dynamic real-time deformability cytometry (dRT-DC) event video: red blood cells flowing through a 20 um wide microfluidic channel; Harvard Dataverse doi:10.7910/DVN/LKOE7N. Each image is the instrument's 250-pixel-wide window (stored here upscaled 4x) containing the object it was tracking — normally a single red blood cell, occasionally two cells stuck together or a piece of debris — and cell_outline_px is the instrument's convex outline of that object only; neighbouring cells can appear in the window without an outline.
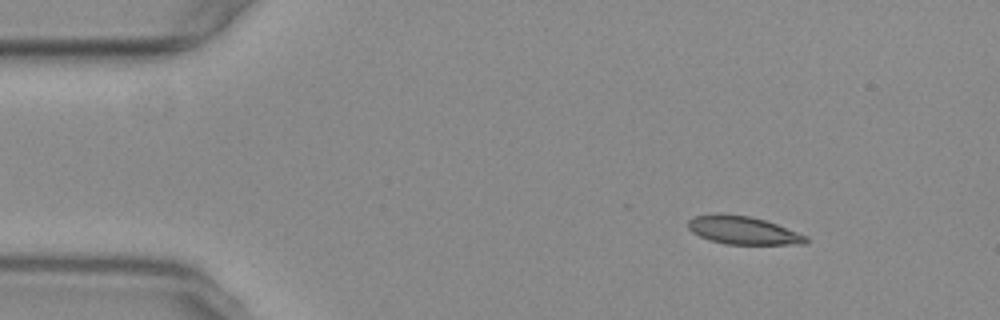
{"species": "common noctule bat (a hibernating species)", "species_latin": "Nyctalus noctula", "temperature_condition": "warm", "stored_images_in_passage": 51, "camera_frame_rate_fps": 3000, "um_per_image_px": 0.085, "animal": {"sex": "female", "body_mass_g": 29.2, "forearm_length_mm": 56.3}, "frame": {"image": 1, "passage_image": 2, "time_ms": 0.333, "image_size_px": [1000, 320], "cell_outline_px": [[808, 240], [804, 244], [724, 244], [708, 240], [692, 232], [688, 228], [688, 220], [696, 216], [712, 212], [724, 212], [752, 216], [776, 224], [808, 236]], "centroid_in_image_um": [63.11, 19.55], "position_along_channel_um": 21.9, "area_um2": 19.59}}
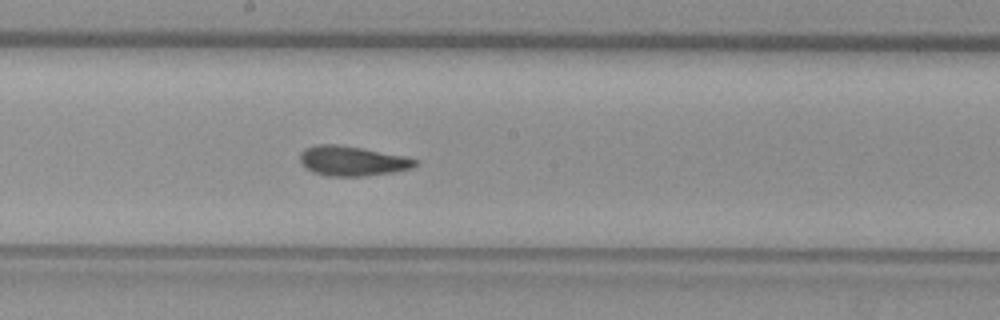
{"frame": {"image": 2, "passage_image": 24, "time_ms": 7.667, "image_size_px": [1000, 320], "cell_outline_px": [[420, 164], [412, 168], [392, 172], [368, 176], [328, 176], [312, 172], [304, 168], [300, 164], [300, 152], [304, 148], [316, 144], [336, 144], [360, 148], [404, 156], [420, 160]], "centroid_in_image_um": [29.92, 13.69], "position_along_channel_um": 218.3, "area_um2": 20.23}}
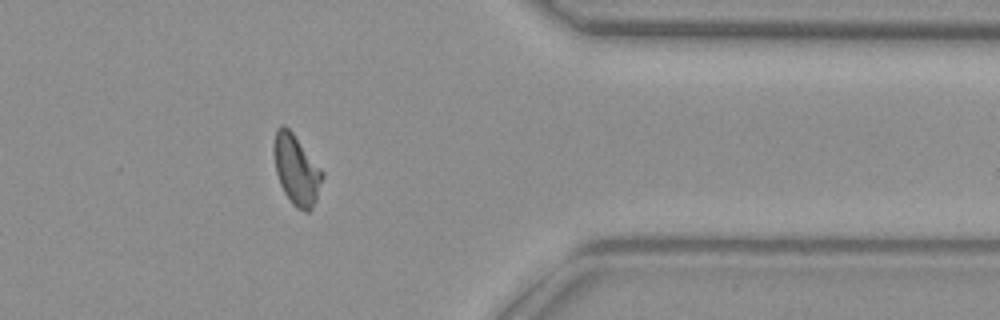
{"frame": {"image": 3, "passage_image": 39, "time_ms": 12.667, "image_size_px": [1000, 320], "cell_outline_px": [[324, 176], [316, 200], [312, 208], [308, 212], [304, 212], [296, 208], [292, 204], [284, 192], [280, 184], [276, 172], [272, 152], [272, 148], [276, 128], [280, 124], [284, 124], [292, 132], [324, 172]], "centroid_in_image_um": [25.17, 14.42], "position_along_channel_um": 386.2, "area_um2": 20.0}, "authors_computed_cell_mechanics": {"area_um2": 19.8254, "velocity_mm_per_s": 3.7464, "shape_relaxation_time_tau1_ms": null, "shape_relaxation_time_tau2_ms": 1.3372, "deformation_change_tau1": null, "deformation_change_tau2": 0.0523}}